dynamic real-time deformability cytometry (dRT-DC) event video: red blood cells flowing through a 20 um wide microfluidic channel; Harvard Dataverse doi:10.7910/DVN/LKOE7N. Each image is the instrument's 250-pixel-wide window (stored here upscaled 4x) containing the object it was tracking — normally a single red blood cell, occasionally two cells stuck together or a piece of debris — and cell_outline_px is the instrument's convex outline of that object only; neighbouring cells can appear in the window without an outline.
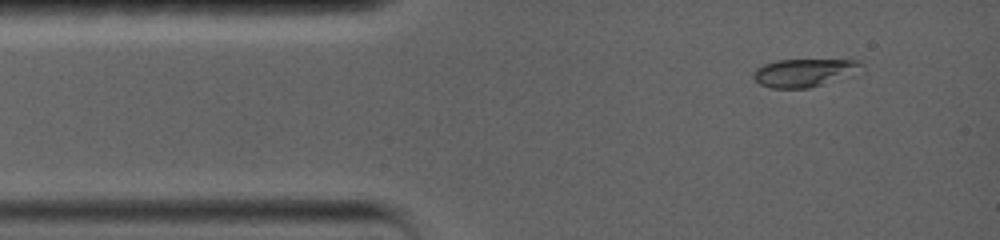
{"species": "common noctule bat (a hibernating species)", "species_latin": "Nyctalus noctula", "temperature_condition": "warm", "stored_images_in_passage": 3, "camera_frame_rate_fps": 5000, "um_per_image_px": 0.085, "animal": {"sex": "female", "body_mass_g": 19.0, "forearm_length_mm": 56.7}, "frame": {"image": 1, "passage_image": 1, "time_ms": 0.0, "image_size_px": [1000, 240], "cell_outline_px": [[864, 72], [852, 76], [808, 88], [772, 88], [760, 84], [752, 76], [752, 72], [756, 68], [764, 64], [776, 60], [852, 56], [860, 60], [864, 64]], "centroid_in_image_um": [68.58, 6.1], "position_along_channel_um": 16.4, "area_um2": 19.25}}